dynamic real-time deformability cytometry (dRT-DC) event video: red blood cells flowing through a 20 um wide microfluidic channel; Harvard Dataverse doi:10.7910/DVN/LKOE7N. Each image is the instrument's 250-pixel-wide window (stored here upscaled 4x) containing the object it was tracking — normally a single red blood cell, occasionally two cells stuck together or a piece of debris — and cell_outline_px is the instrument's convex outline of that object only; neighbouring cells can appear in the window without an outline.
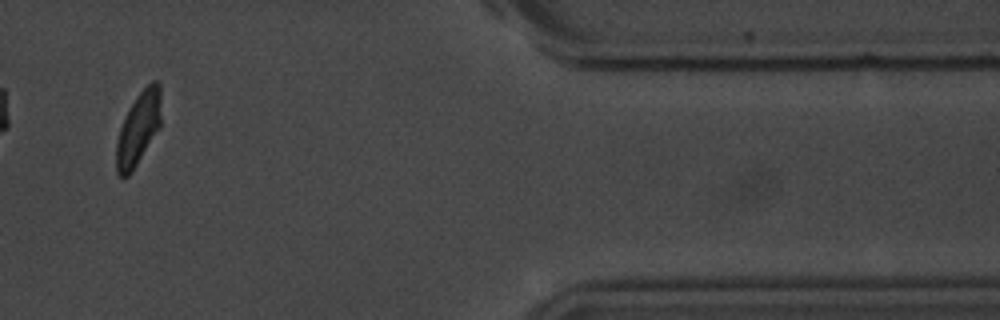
{"species": "common noctule bat (a hibernating species)", "species_latin": "Nyctalus noctula", "temperature_condition": "room temperature", "stored_images_in_passage": 13, "camera_frame_rate_fps": 3000, "um_per_image_px": 0.085, "animal": {"sex": "male", "body_mass_g": 20.1, "forearm_length_mm": 53.5}, "frame": {"image": 1, "passage_image": 11, "time_ms": 12.333, "image_size_px": [1000, 320], "cell_outline_px": [[160, 128], [132, 172], [128, 176], [120, 176], [116, 172], [116, 140], [124, 116], [128, 108], [136, 96], [152, 80], [156, 80], [160, 84]], "centroid_in_image_um": [11.75, 10.93], "position_along_channel_um": 399.6, "area_um2": 19.19}, "authors_computed_cell_mechanics": {"area_um2": 19.4786, "velocity_mm_per_s": 3.6664, "shape_relaxation_time_tau1_ms": 6.3247, "shape_relaxation_time_tau2_ms": 6.8584, "deformation_change_tau1": 0.1611, "deformation_change_tau2": 0.1374}}